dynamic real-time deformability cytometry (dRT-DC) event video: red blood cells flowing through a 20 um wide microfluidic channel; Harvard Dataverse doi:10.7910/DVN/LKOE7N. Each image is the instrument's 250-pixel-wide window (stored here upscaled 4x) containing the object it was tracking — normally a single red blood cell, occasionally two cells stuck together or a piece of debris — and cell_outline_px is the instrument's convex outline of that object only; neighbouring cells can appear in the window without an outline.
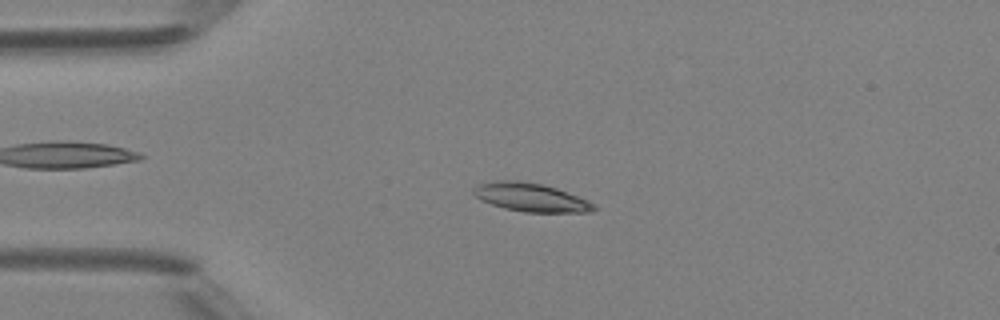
{"species": "Egyptian fruit bat (a non-hibernating species)", "species_latin": "Rousettus aegyptiacus", "temperature_condition": "room temperature", "stored_images_in_passage": 27, "camera_frame_rate_fps": 3000, "um_per_image_px": 0.085, "animal": {"sex": "female"}, "frame": {"image": 1, "passage_image": 3, "time_ms": 0.667, "image_size_px": [1000, 320], "cell_outline_px": [[596, 208], [592, 212], [524, 212], [504, 208], [480, 200], [472, 192], [472, 188], [480, 184], [496, 180], [516, 180], [540, 184], [556, 188], [588, 200], [596, 204]], "centroid_in_image_um": [45.12, 16.78], "position_along_channel_um": 39.9, "area_um2": 19.88}}
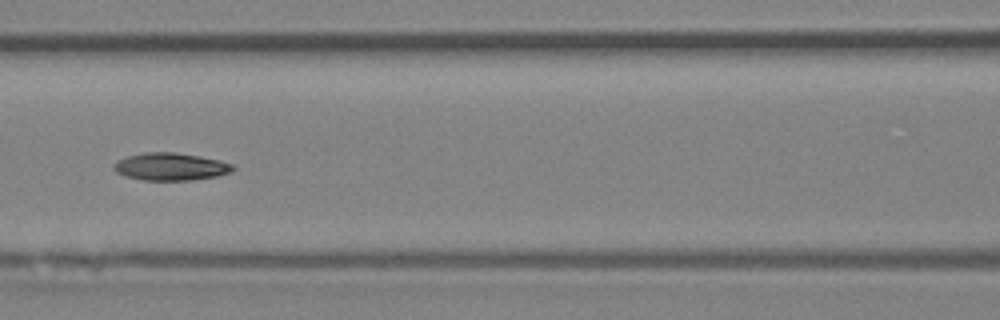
{"frame": {"image": 2, "passage_image": 13, "time_ms": 4.0, "image_size_px": [1000, 320], "cell_outline_px": [[236, 168], [232, 172], [216, 176], [192, 180], [144, 180], [124, 176], [116, 172], [112, 168], [112, 164], [116, 160], [128, 156], [144, 152], [176, 152], [200, 156], [220, 160], [232, 164]], "centroid_in_image_um": [14.48, 14.16], "position_along_channel_um": 152.1, "area_um2": 19.31}}
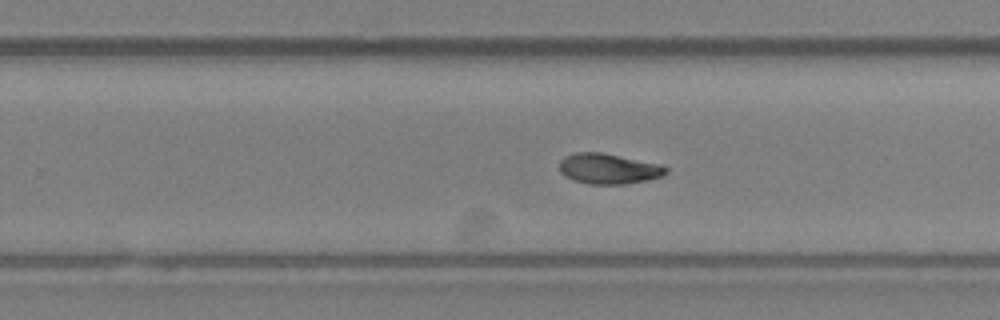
{"frame": {"image": 3, "passage_image": 22, "time_ms": 7.0, "image_size_px": [1000, 320], "cell_outline_px": [[668, 172], [660, 176], [644, 180], [624, 184], [588, 184], [576, 180], [560, 172], [560, 160], [564, 156], [576, 152], [600, 152], [660, 164], [668, 168]], "centroid_in_image_um": [51.71, 14.33], "position_along_channel_um": 278.1, "area_um2": 18.55}}